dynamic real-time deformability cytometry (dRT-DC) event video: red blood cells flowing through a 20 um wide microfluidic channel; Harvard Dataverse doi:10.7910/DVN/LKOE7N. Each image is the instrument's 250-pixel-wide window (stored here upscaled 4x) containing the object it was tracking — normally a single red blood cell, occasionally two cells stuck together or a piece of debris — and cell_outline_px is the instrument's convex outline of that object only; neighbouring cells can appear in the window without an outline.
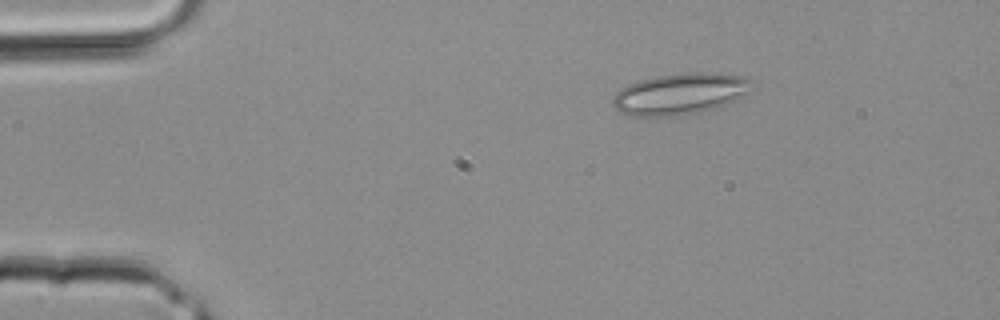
{"species": "common noctule bat (a hibernating species)", "species_latin": "Nyctalus noctula", "temperature_condition": "room temperature", "stored_images_in_passage": 2, "camera_frame_rate_fps": 3000, "um_per_image_px": 0.085, "animal": {"sex": "male", "body_mass_g": 20.4}, "frame": {"image": 1, "passage_image": 1, "time_ms": 0.0, "image_size_px": [1000, 320], "cell_outline_px": [[756, 84], [732, 100], [724, 104], [712, 108], [692, 112], [668, 116], [632, 116], [620, 112], [612, 104], [612, 100], [616, 92], [620, 88], [628, 84], [640, 80], [656, 76], [696, 72], [704, 72], [748, 76]], "centroid_in_image_um": [57.75, 7.95], "position_along_channel_um": 27.2, "area_um2": 32.83}}